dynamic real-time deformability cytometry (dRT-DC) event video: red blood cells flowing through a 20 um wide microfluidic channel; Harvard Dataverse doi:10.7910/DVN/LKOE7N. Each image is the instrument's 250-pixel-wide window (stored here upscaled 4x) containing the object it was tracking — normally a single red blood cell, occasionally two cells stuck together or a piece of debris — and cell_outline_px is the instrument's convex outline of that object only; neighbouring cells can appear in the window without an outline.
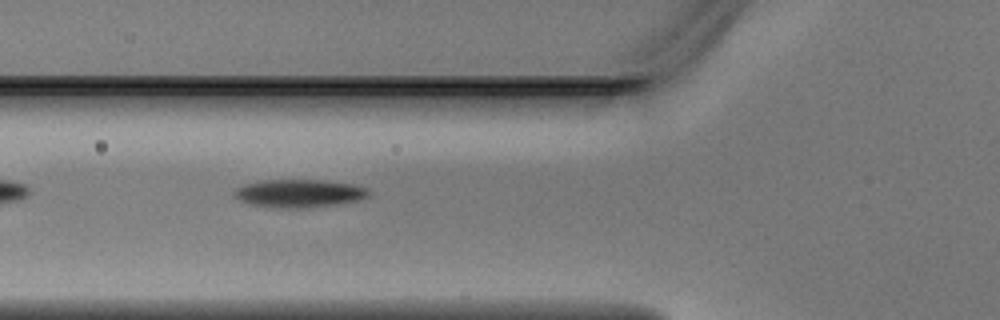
{"species": "Egyptian fruit bat (a non-hibernating species)", "species_latin": "Rousettus aegyptiacus", "temperature_condition": "warm", "stored_images_in_passage": 5, "camera_frame_rate_fps": 3000, "um_per_image_px": 0.085, "animal": {"sex": "male"}, "frame": {"image": 1, "passage_image": 4, "time_ms": 1.0, "image_size_px": [1000, 320], "cell_outline_px": [[368, 196], [356, 200], [332, 204], [300, 208], [276, 208], [248, 204], [232, 196], [232, 192], [240, 184], [260, 180], [320, 180], [352, 184], [368, 188]], "centroid_in_image_um": [25.29, 16.42], "position_along_channel_um": 100.5, "area_um2": 21.91}}
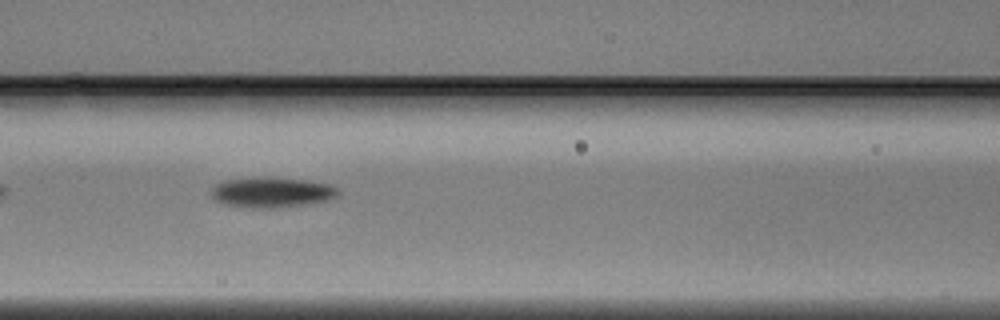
{"frame": {"image": 2, "passage_image": 5, "time_ms": 1.333, "image_size_px": [1000, 320], "cell_outline_px": [[340, 192], [336, 196], [324, 200], [308, 204], [276, 208], [252, 208], [224, 204], [216, 200], [212, 196], [212, 188], [216, 184], [224, 180], [268, 176], [272, 176], [308, 180], [328, 184], [336, 188]], "centroid_in_image_um": [23.08, 16.33], "position_along_channel_um": 143.5, "area_um2": 22.48}}